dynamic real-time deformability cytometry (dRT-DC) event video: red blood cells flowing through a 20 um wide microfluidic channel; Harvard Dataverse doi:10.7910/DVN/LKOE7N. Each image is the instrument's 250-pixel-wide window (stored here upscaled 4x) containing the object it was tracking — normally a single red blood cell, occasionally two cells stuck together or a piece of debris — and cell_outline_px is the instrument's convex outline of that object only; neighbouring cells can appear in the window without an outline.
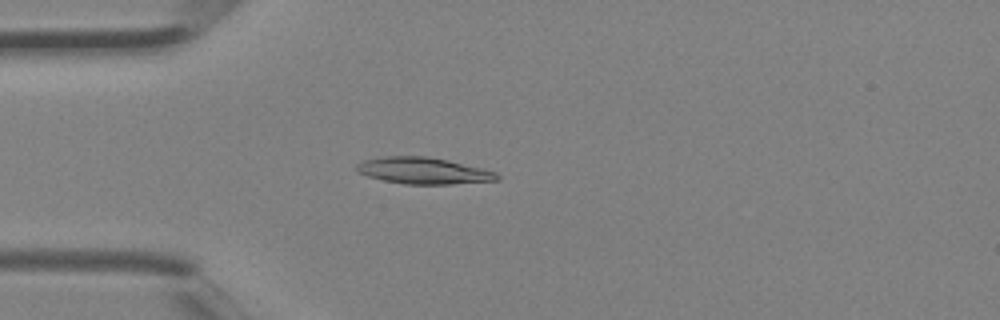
{"species": "Egyptian fruit bat (a non-hibernating species)", "species_latin": "Rousettus aegyptiacus", "temperature_condition": "room temperature", "stored_images_in_passage": 2, "camera_frame_rate_fps": 3000, "um_per_image_px": 0.085, "animal": {"sex": "female"}, "frame": {"image": 1, "passage_image": 2, "time_ms": 0.333, "image_size_px": [1000, 320], "cell_outline_px": [[500, 180], [452, 184], [404, 184], [384, 180], [368, 176], [360, 172], [356, 168], [356, 164], [364, 160], [384, 156], [424, 156], [448, 160], [496, 172], [500, 176]], "centroid_in_image_um": [36.0, 14.51], "position_along_channel_um": 49.0, "area_um2": 21.5}}